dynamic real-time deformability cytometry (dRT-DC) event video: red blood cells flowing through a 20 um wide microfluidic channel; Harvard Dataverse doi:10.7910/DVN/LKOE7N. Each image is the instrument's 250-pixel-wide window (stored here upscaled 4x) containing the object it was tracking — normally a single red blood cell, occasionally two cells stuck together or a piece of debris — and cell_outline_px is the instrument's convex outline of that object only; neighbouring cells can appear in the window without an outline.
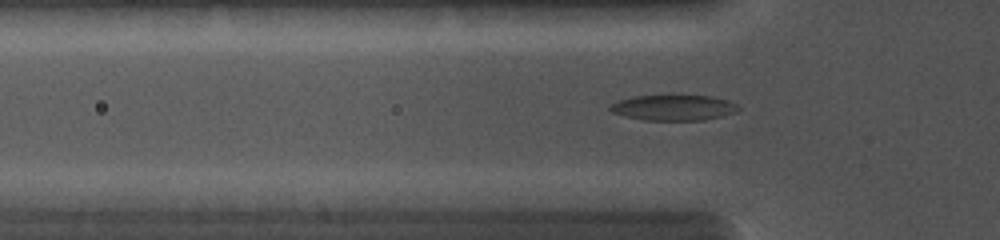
{"species": "common noctule bat (a hibernating species)", "species_latin": "Nyctalus noctula", "temperature_condition": "cold", "stored_images_in_passage": 34, "camera_frame_rate_fps": 5000, "um_per_image_px": 0.085, "animal": {"sex": "female", "body_mass_g": 19.0, "forearm_length_mm": 56.7}, "frame": {"image": 1, "passage_image": 13, "time_ms": 4.4, "image_size_px": [1000, 240], "cell_outline_px": [[740, 108], [736, 112], [704, 120], [644, 120], [624, 116], [612, 112], [608, 108], [608, 104], [620, 100], [636, 96], [712, 96], [728, 100], [736, 104]], "centroid_in_image_um": [57.23, 9.15], "position_along_channel_um": 68.6, "area_um2": 18.96}}
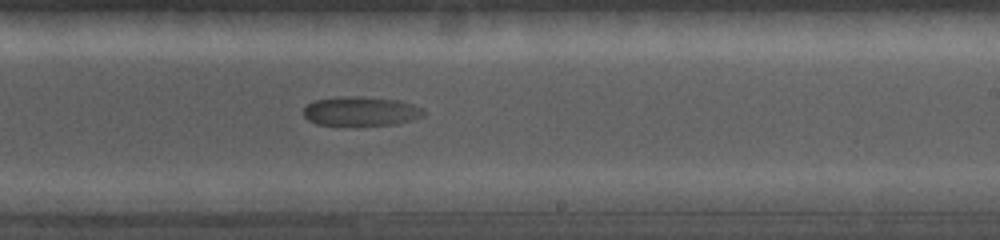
{"frame": {"image": 2, "passage_image": 25, "time_ms": 9.0, "image_size_px": [1000, 240], "cell_outline_px": [[424, 116], [412, 120], [396, 124], [316, 124], [308, 120], [304, 116], [304, 108], [308, 104], [316, 100], [352, 96], [356, 96], [396, 100], [412, 104], [424, 108]], "centroid_in_image_um": [30.71, 9.45], "position_along_channel_um": 258.3, "area_um2": 19.94}}
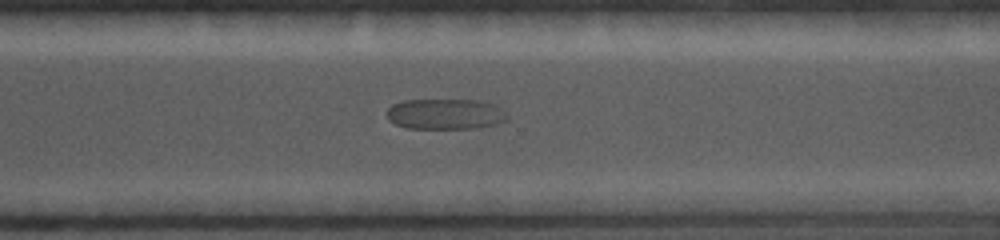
{"frame": {"image": 3, "passage_image": 31, "time_ms": 10.8, "image_size_px": [1000, 240], "cell_outline_px": [[508, 120], [496, 124], [480, 128], [408, 128], [396, 124], [388, 120], [388, 108], [392, 104], [404, 100], [480, 100], [492, 104], [508, 112]], "centroid_in_image_um": [37.89, 9.69], "position_along_channel_um": 332.7, "area_um2": 21.56}}